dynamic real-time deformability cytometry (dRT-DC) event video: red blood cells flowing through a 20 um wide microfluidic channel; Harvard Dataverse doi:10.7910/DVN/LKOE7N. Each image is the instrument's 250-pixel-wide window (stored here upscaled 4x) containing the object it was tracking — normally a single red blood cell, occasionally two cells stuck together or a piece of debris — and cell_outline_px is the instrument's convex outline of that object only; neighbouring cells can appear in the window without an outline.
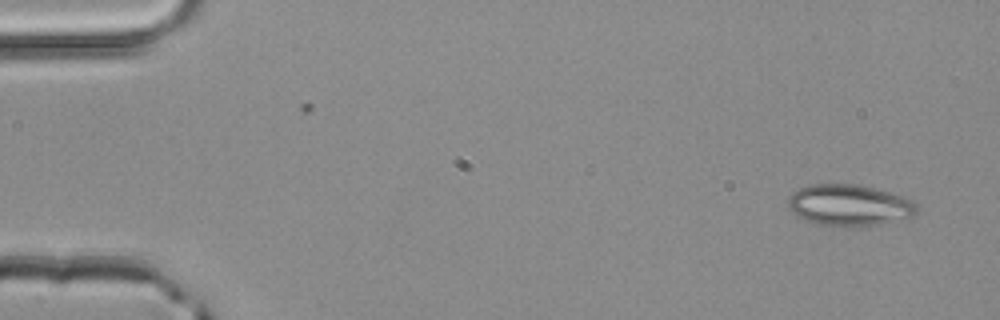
{"species": "common noctule bat (a hibernating species)", "species_latin": "Nyctalus noctula", "temperature_condition": "room temperature", "stored_images_in_passage": 2, "camera_frame_rate_fps": 3000, "um_per_image_px": 0.085, "animal": {"sex": "male", "body_mass_g": 20.4}, "frame": {"image": 1, "passage_image": 2, "time_ms": 0.333, "image_size_px": [1000, 320], "cell_outline_px": [[920, 208], [912, 216], [880, 224], [816, 224], [804, 220], [796, 216], [788, 208], [788, 200], [792, 192], [800, 188], [812, 184], [856, 184], [888, 192], [912, 200]], "centroid_in_image_um": [72.15, 17.41], "position_along_channel_um": 12.9, "area_um2": 30.29}}